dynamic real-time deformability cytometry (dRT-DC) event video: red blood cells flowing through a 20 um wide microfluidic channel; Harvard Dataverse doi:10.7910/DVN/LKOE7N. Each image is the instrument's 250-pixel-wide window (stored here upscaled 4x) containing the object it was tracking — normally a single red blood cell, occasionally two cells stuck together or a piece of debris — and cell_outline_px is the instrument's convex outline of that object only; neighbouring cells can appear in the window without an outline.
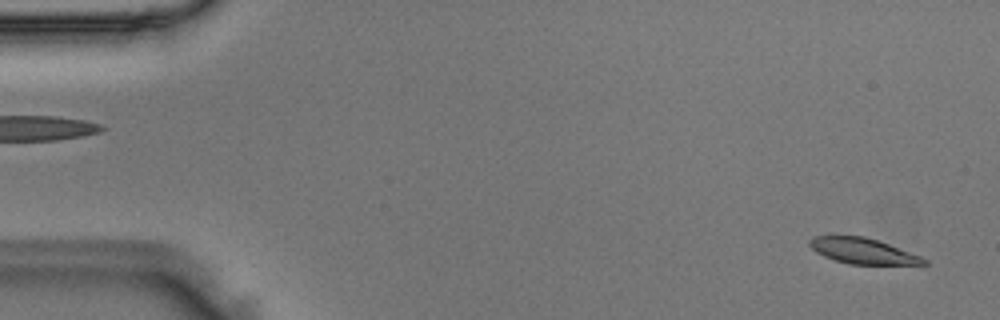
{"species": "Egyptian fruit bat (a non-hibernating species)", "species_latin": "Rousettus aegyptiacus", "temperature_condition": "room temperature", "stored_images_in_passage": 50, "camera_frame_rate_fps": 3000, "um_per_image_px": 0.085, "animal": {"sex": "male"}, "frame": {"image": 1, "passage_image": 2, "time_ms": 0.333, "image_size_px": [1000, 320], "cell_outline_px": [[928, 264], [924, 268], [848, 264], [824, 256], [816, 252], [808, 244], [808, 240], [812, 236], [864, 236], [888, 244], [920, 256], [928, 260]], "centroid_in_image_um": [73.5, 21.41], "position_along_channel_um": 11.5, "area_um2": 17.98}}
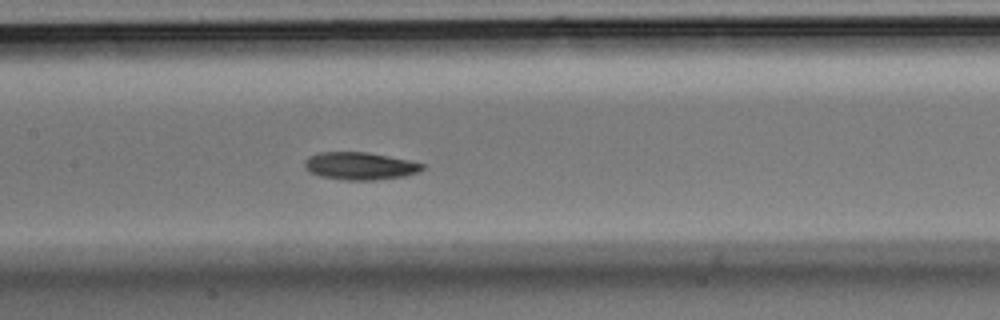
{"frame": {"image": 2, "passage_image": 24, "time_ms": 7.667, "image_size_px": [1000, 320], "cell_outline_px": [[424, 168], [420, 172], [404, 176], [372, 180], [344, 180], [320, 176], [304, 168], [304, 160], [308, 156], [320, 152], [368, 152], [408, 160], [424, 164]], "centroid_in_image_um": [30.58, 14.1], "position_along_channel_um": 176.8, "area_um2": 18.9}}
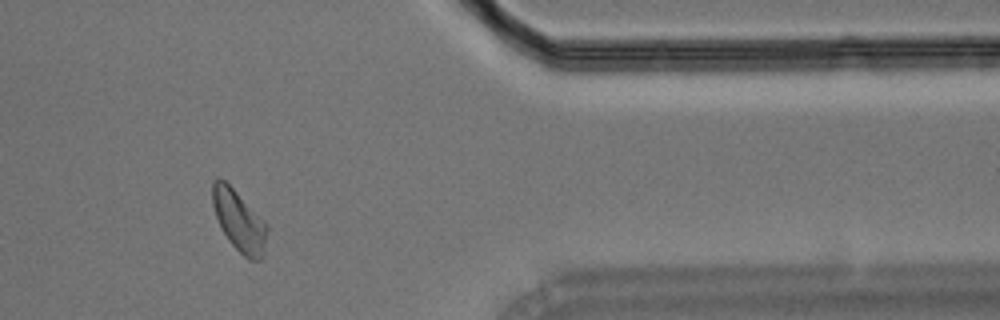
{"frame": {"image": 3, "passage_image": 42, "time_ms": 13.667, "image_size_px": [1000, 320], "cell_outline_px": [[268, 228], [264, 248], [260, 260], [248, 260], [228, 240], [216, 216], [212, 204], [212, 184], [216, 176], [220, 176], [268, 224]], "centroid_in_image_um": [20.31, 18.75], "position_along_channel_um": 391.1, "area_um2": 19.07}}